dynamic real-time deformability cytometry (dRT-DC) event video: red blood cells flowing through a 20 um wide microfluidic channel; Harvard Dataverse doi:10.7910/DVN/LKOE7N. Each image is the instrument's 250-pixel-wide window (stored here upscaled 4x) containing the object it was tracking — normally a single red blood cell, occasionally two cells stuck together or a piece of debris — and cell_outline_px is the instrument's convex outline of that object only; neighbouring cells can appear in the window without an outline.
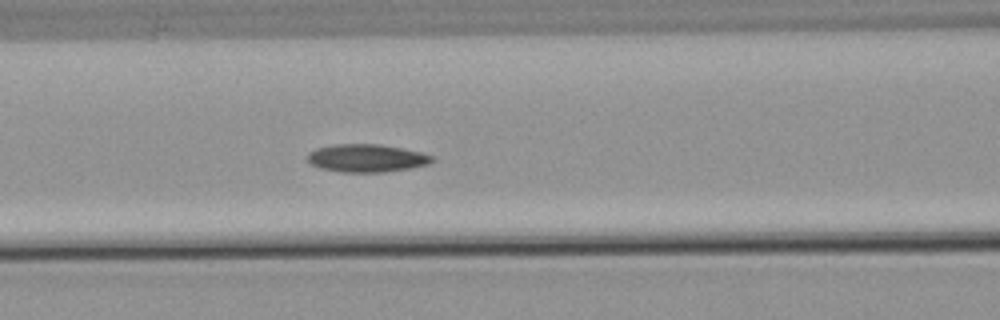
{"species": "common noctule bat (a hibernating species)", "species_latin": "Nyctalus noctula", "temperature_condition": "warm", "stored_images_in_passage": 44, "camera_frame_rate_fps": 3000, "um_per_image_px": 0.085, "animal": {"sex": "male", "body_mass_g": 21.5, "forearm_length_mm": 52.0}, "frame": {"image": 1, "passage_image": 12, "time_ms": 3.667, "image_size_px": [1000, 320], "cell_outline_px": [[436, 160], [428, 164], [408, 168], [384, 172], [340, 172], [320, 168], [312, 164], [308, 160], [308, 152], [316, 148], [336, 144], [380, 144], [420, 152], [436, 156]], "centroid_in_image_um": [31.18, 13.44], "position_along_channel_um": 135.4, "area_um2": 20.23}}
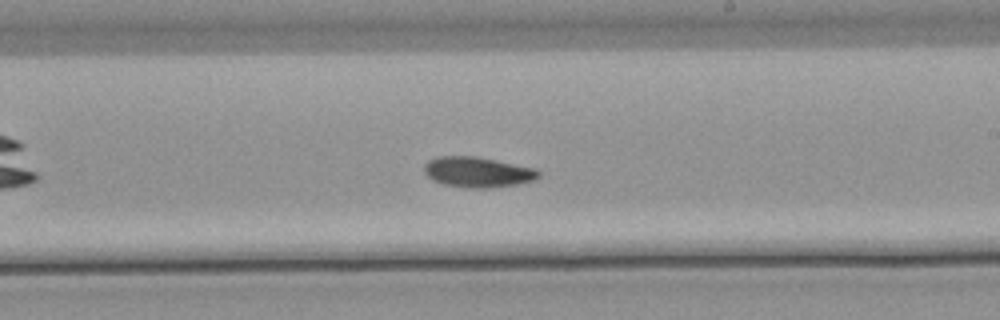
{"frame": {"image": 2, "passage_image": 21, "time_ms": 6.667, "image_size_px": [1000, 320], "cell_outline_px": [[540, 176], [532, 180], [516, 184], [488, 188], [468, 188], [444, 184], [432, 180], [424, 172], [424, 164], [428, 160], [436, 156], [476, 156], [536, 168], [540, 172]], "centroid_in_image_um": [40.57, 14.62], "position_along_channel_um": 248.4, "area_um2": 20.29}}
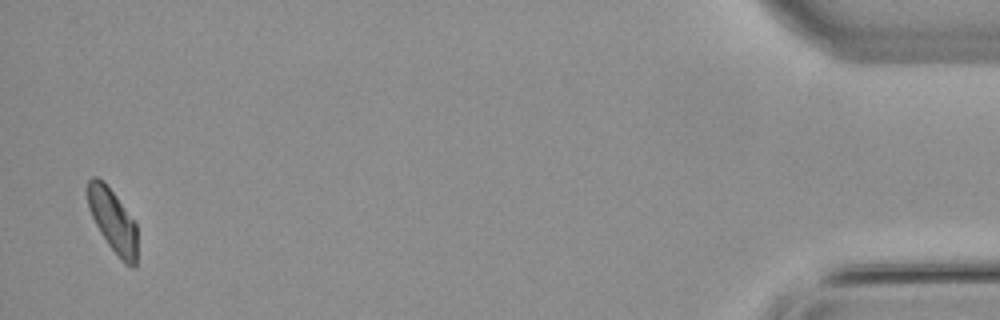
{"frame": {"image": 3, "passage_image": 42, "time_ms": 13.667, "image_size_px": [1000, 320], "cell_outline_px": [[136, 268], [132, 268], [124, 264], [120, 260], [108, 244], [100, 232], [88, 208], [88, 180], [92, 176], [96, 176], [116, 196], [136, 224]], "centroid_in_image_um": [9.6, 18.82], "position_along_channel_um": 425.6, "area_um2": 17.92}}